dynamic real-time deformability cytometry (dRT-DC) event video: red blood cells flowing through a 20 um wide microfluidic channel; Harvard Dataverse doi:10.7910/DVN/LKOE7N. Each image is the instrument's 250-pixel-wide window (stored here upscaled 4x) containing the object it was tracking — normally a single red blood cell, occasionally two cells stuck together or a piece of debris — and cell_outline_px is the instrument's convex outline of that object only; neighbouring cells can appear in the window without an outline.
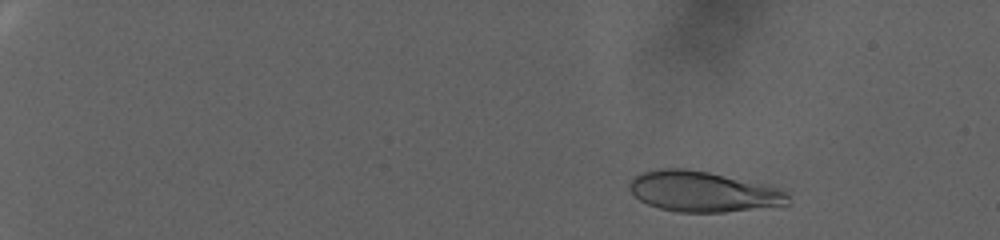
{"species": "human", "species_latin": "Homo sapiens", "temperature_condition": "warm", "stored_images_in_passage": 96, "camera_frame_rate_fps": 3000, "um_per_image_px": 0.085, "donor": {"sex": "female"}, "frame": {"image": 1, "passage_image": 15, "time_ms": 4.667, "image_size_px": [1000, 240], "cell_outline_px": [[792, 204], [724, 212], [676, 212], [660, 208], [648, 204], [640, 200], [632, 192], [628, 184], [636, 176], [644, 172], [656, 168], [684, 168], [708, 172], [772, 184], [780, 188], [792, 200]], "centroid_in_image_um": [59.83, 16.27], "position_along_channel_um": 25.2, "area_um2": 37.74}}
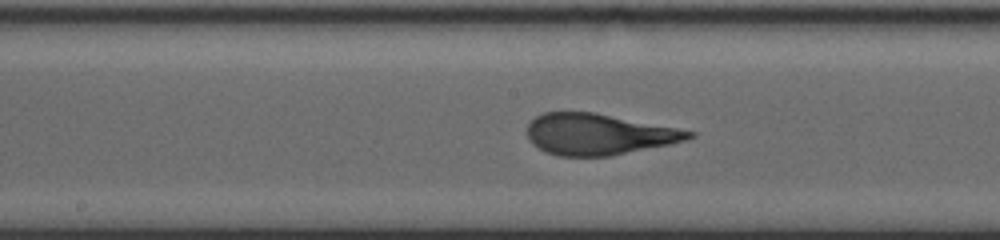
{"frame": {"image": 2, "passage_image": 58, "time_ms": 19.0, "image_size_px": [1000, 240], "cell_outline_px": [[696, 136], [684, 140], [668, 144], [608, 156], [556, 156], [544, 152], [532, 144], [528, 140], [528, 124], [536, 116], [544, 112], [592, 112], [676, 128], [696, 132]], "centroid_in_image_um": [50.81, 11.42], "position_along_channel_um": 197.4, "area_um2": 38.32}}
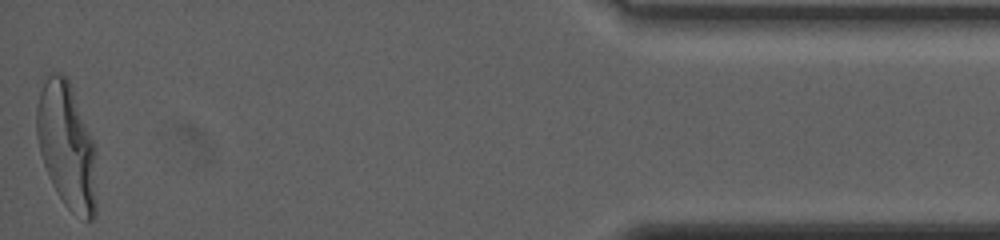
{"frame": {"image": 3, "passage_image": 96, "time_ms": 31.667, "image_size_px": [1000, 240], "cell_outline_px": [[96, 216], [92, 220], [84, 220], [72, 212], [64, 204], [52, 184], [48, 176], [40, 152], [36, 136], [36, 108], [40, 92], [48, 76], [52, 72], [60, 72], [68, 80], [96, 144]], "centroid_in_image_um": [5.7, 12.44], "position_along_channel_um": 429.5, "area_um2": 44.33}}